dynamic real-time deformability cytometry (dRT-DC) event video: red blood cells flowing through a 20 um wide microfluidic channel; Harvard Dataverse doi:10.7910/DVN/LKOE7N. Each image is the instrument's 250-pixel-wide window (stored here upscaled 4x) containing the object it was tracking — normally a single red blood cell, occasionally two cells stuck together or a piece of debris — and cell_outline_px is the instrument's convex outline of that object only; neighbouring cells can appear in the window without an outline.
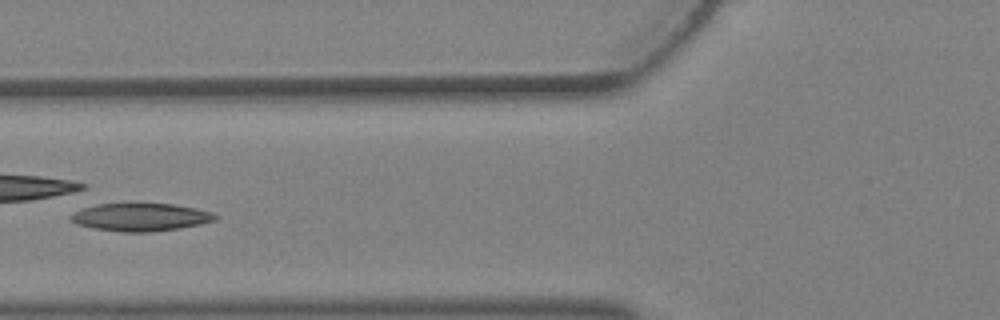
{"species": "Egyptian fruit bat (a non-hibernating species)", "species_latin": "Rousettus aegyptiacus", "temperature_condition": "warm", "stored_images_in_passage": 4, "camera_frame_rate_fps": 3000, "um_per_image_px": 0.085, "animal": {"sex": "female"}, "frame": {"image": 1, "passage_image": 4, "time_ms": 1.0, "image_size_px": [1000, 320], "cell_outline_px": [[220, 216], [216, 220], [200, 224], [180, 228], [152, 232], [124, 232], [92, 228], [76, 224], [72, 220], [72, 216], [76, 212], [84, 208], [96, 204], [132, 200], [136, 200], [172, 204], [196, 208], [212, 212]], "centroid_in_image_um": [11.98, 18.41], "position_along_channel_um": 113.8, "area_um2": 24.39}}